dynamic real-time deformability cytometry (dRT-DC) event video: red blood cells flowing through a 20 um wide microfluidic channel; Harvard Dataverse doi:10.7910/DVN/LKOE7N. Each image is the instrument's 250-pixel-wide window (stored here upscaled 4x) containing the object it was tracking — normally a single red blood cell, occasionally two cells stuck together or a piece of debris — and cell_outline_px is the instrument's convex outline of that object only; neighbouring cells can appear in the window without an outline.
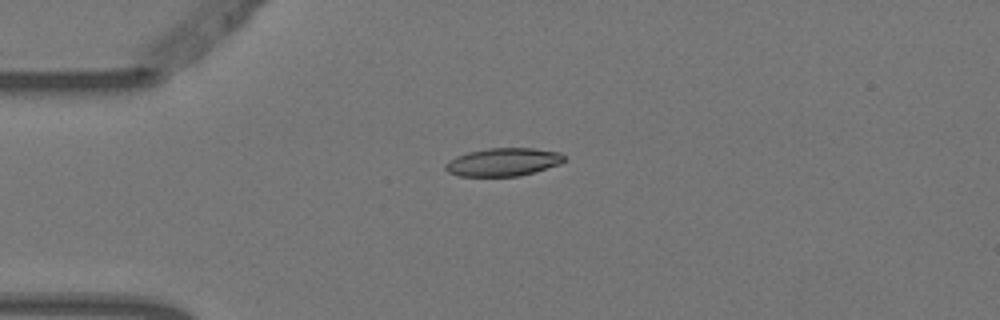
{"species": "Egyptian fruit bat (a non-hibernating species)", "species_latin": "Rousettus aegyptiacus", "temperature_condition": "warm", "stored_images_in_passage": 5, "camera_frame_rate_fps": 3000, "um_per_image_px": 0.085, "animal": {"sex": "female"}, "frame": {"image": 1, "passage_image": 2, "time_ms": 0.333, "image_size_px": [1000, 320], "cell_outline_px": [[564, 160], [560, 164], [520, 176], [460, 176], [448, 172], [444, 168], [444, 164], [448, 160], [456, 156], [468, 152], [488, 148], [532, 148], [560, 152], [564, 156]], "centroid_in_image_um": [42.74, 13.77], "position_along_channel_um": 42.3, "area_um2": 19.42}}
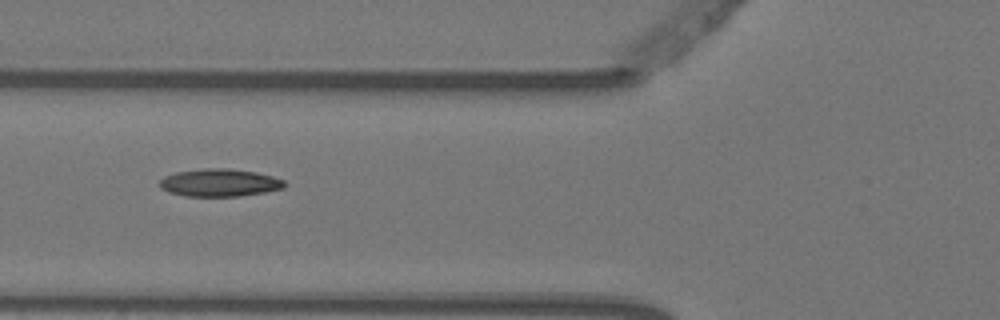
{"frame": {"image": 2, "passage_image": 4, "time_ms": 1.0, "image_size_px": [1000, 320], "cell_outline_px": [[284, 188], [264, 192], [240, 196], [184, 196], [168, 192], [160, 188], [160, 180], [164, 176], [176, 172], [204, 168], [228, 168], [256, 172], [272, 176], [284, 180]], "centroid_in_image_um": [18.64, 15.53], "position_along_channel_um": 107.2, "area_um2": 20.11}}
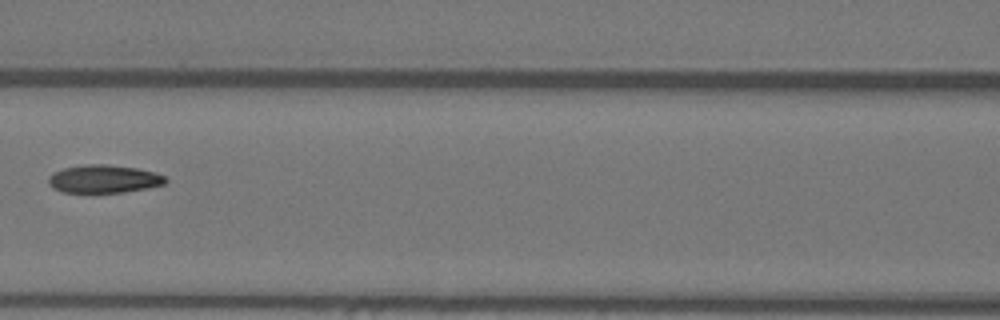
{"frame": {"image": 3, "passage_image": 5, "time_ms": 1.333, "image_size_px": [1000, 320], "cell_outline_px": [[168, 180], [164, 184], [148, 188], [124, 192], [64, 192], [52, 188], [48, 184], [48, 176], [52, 172], [64, 168], [84, 164], [108, 164], [136, 168], [156, 172], [164, 176]], "centroid_in_image_um": [8.81, 15.2], "position_along_channel_um": 157.8, "area_um2": 19.25}}